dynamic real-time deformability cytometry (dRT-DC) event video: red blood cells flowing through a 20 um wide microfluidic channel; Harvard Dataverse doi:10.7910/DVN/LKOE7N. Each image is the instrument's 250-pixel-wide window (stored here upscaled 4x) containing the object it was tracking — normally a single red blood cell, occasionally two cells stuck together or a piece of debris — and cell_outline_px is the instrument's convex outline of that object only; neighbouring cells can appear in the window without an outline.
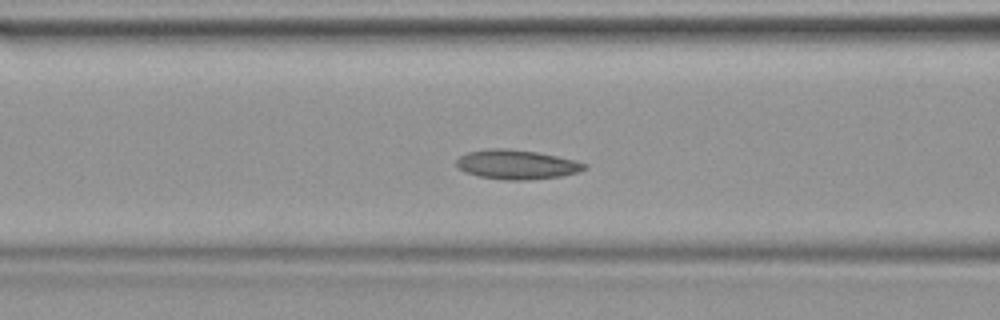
{"species": "common noctule bat (a hibernating species)", "species_latin": "Nyctalus noctula", "temperature_condition": "warm", "stored_images_in_passage": 34, "camera_frame_rate_fps": 3000, "um_per_image_px": 0.085, "animal": {"sex": "female", "body_mass_g": 19.9}, "frame": {"image": 1, "passage_image": 10, "time_ms": 3.0, "image_size_px": [1000, 320], "cell_outline_px": [[588, 168], [580, 172], [560, 176], [524, 180], [504, 180], [480, 176], [464, 172], [456, 164], [456, 160], [460, 156], [468, 152], [488, 148], [508, 148], [536, 152], [576, 160], [588, 164]], "centroid_in_image_um": [43.94, 13.98], "position_along_channel_um": 122.7, "area_um2": 21.96}}